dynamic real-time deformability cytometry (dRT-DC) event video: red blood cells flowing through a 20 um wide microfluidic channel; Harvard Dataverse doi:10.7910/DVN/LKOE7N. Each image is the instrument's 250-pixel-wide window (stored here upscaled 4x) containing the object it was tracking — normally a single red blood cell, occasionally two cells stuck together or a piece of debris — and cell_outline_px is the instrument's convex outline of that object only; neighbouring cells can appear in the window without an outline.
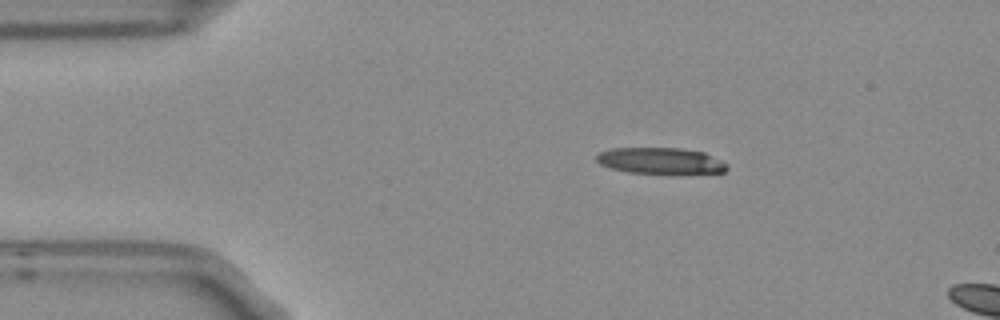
{"species": "Egyptian fruit bat (a non-hibernating species)", "species_latin": "Rousettus aegyptiacus", "temperature_condition": "room temperature", "stored_images_in_passage": 4, "camera_frame_rate_fps": 3000, "um_per_image_px": 0.085, "frame": {"image": 1, "passage_image": 2, "time_ms": 0.333, "image_size_px": [1000, 320], "cell_outline_px": [[728, 168], [724, 172], [628, 172], [612, 168], [600, 164], [596, 160], [596, 156], [600, 152], [612, 148], [680, 148], [704, 152], [728, 164]], "centroid_in_image_um": [56.12, 13.64], "position_along_channel_um": 28.9, "area_um2": 19.36}}